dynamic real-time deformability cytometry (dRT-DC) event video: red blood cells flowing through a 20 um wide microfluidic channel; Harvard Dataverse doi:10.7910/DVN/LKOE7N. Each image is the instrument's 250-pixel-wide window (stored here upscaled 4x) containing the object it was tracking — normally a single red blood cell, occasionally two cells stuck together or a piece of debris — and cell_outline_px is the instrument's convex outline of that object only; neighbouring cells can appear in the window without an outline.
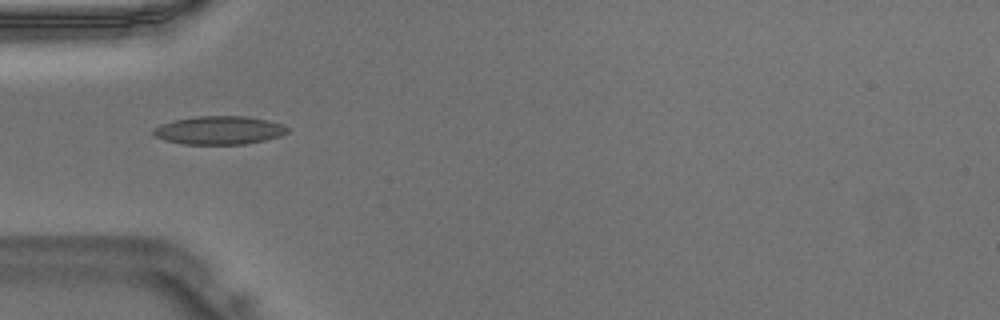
{"species": "Egyptian fruit bat (a non-hibernating species)", "species_latin": "Rousettus aegyptiacus", "temperature_condition": "warm", "stored_images_in_passage": 12, "camera_frame_rate_fps": 3000, "um_per_image_px": 0.085, "animal": {"sex": "male"}, "frame": {"image": 1, "passage_image": 1, "time_ms": 0.0, "image_size_px": [1000, 320], "cell_outline_px": [[288, 132], [280, 136], [264, 140], [244, 144], [184, 144], [164, 140], [156, 136], [152, 132], [152, 128], [160, 124], [176, 120], [196, 116], [244, 116], [268, 120], [280, 124], [288, 128]], "centroid_in_image_um": [18.6, 11.07], "position_along_channel_um": 66.4, "area_um2": 22.02}}
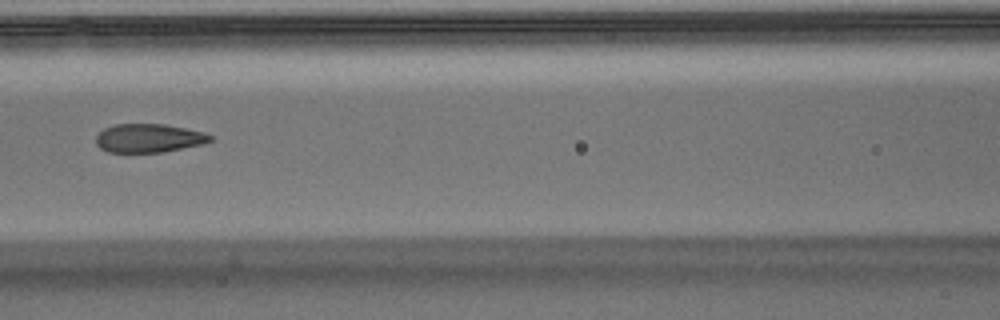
{"frame": {"image": 2, "passage_image": 7, "time_ms": 2.0, "image_size_px": [1000, 320], "cell_outline_px": [[212, 140], [204, 144], [164, 152], [108, 152], [100, 148], [96, 144], [96, 136], [104, 128], [116, 124], [164, 124], [204, 132], [212, 136]], "centroid_in_image_um": [12.65, 11.74], "position_along_channel_um": 153.9, "area_um2": 19.07}}